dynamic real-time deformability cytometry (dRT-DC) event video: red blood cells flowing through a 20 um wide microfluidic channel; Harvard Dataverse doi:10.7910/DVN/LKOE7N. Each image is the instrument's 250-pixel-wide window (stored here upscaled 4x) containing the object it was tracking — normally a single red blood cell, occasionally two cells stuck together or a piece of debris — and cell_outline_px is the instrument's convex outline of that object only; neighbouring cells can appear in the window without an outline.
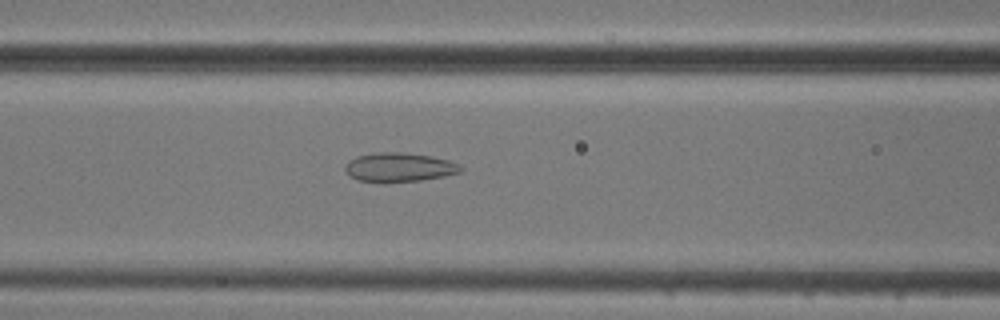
{"species": "common noctule bat (a hibernating species)", "species_latin": "Nyctalus noctula", "temperature_condition": "cold", "stored_images_in_passage": 53, "camera_frame_rate_fps": 3000, "um_per_image_px": 0.085, "animal": {"sex": "male", "body_mass_g": 20.5, "forearm_length_mm": 52.5}, "frame": {"image": 1, "passage_image": 22, "time_ms": 7.0, "image_size_px": [1000, 320], "cell_outline_px": [[464, 168], [460, 172], [444, 176], [420, 180], [384, 184], [356, 180], [344, 168], [344, 164], [348, 160], [356, 156], [376, 152], [400, 152], [432, 156], [448, 160], [460, 164]], "centroid_in_image_um": [33.9, 14.23], "position_along_channel_um": 132.7, "area_um2": 20.0}}
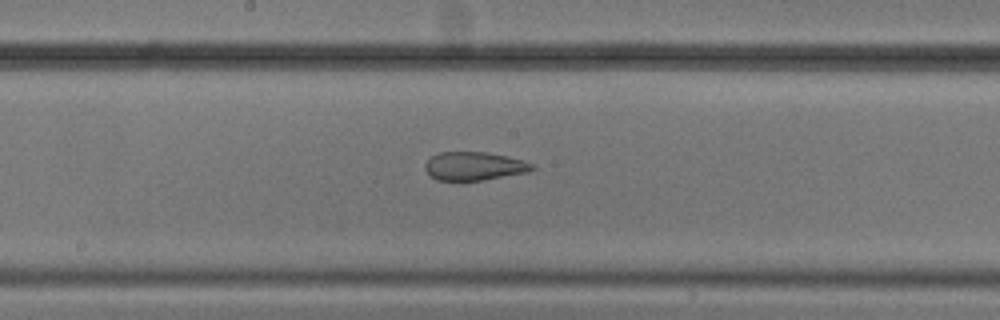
{"frame": {"image": 2, "passage_image": 28, "time_ms": 9.0, "image_size_px": [1000, 320], "cell_outline_px": [[536, 168], [528, 172], [484, 180], [436, 180], [424, 168], [424, 164], [432, 156], [440, 152], [484, 152], [508, 156], [532, 164]], "centroid_in_image_um": [40.3, 14.12], "position_along_channel_um": 207.9, "area_um2": 17.57}}
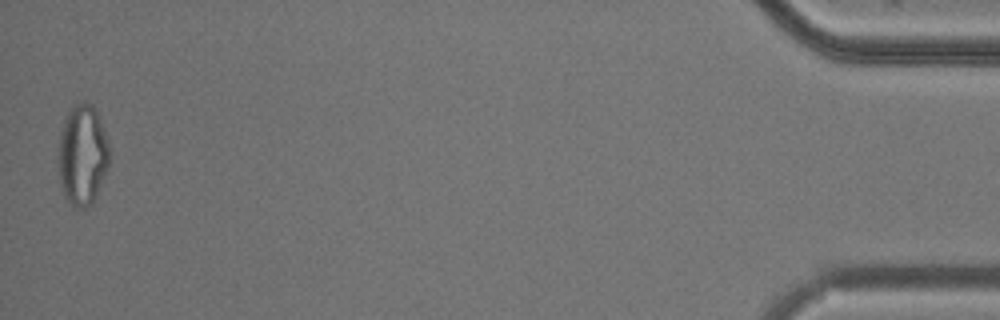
{"frame": {"image": 3, "passage_image": 53, "time_ms": 17.333, "image_size_px": [1000, 320], "cell_outline_px": [[108, 164], [96, 196], [92, 204], [84, 208], [76, 208], [64, 196], [60, 184], [56, 156], [56, 148], [60, 132], [68, 108], [84, 100], [92, 104], [100, 120], [108, 144]], "centroid_in_image_um": [6.94, 13.15], "position_along_channel_um": 428.3, "area_um2": 30.23}, "authors_computed_cell_mechanics": {"area_um2": 24.7962, "velocity_mm_per_s": 3.7549, "shape_relaxation_time_tau1_ms": null, "shape_relaxation_time_tau2_ms": 1.7657, "deformation_change_tau1": null, "deformation_change_tau2": 0.0839}}